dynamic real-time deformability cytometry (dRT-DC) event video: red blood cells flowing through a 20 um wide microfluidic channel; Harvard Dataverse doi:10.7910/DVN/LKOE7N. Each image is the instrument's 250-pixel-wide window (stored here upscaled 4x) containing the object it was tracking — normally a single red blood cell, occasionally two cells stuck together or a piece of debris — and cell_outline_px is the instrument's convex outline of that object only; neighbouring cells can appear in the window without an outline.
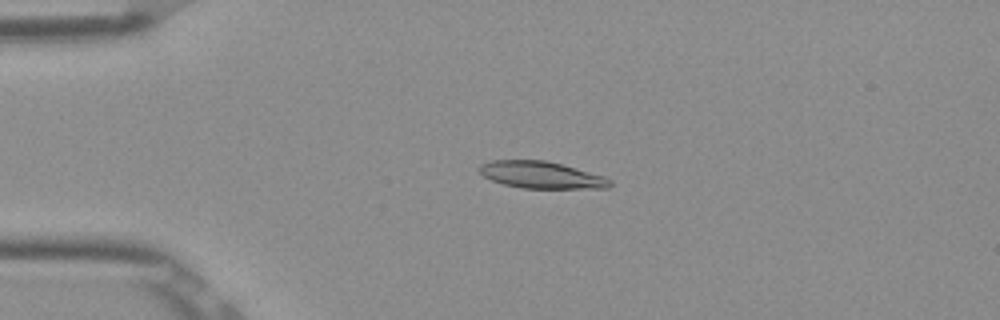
{"species": "Egyptian fruit bat (a non-hibernating species)", "species_latin": "Rousettus aegyptiacus", "temperature_condition": "room temperature", "stored_images_in_passage": 47, "camera_frame_rate_fps": 3000, "um_per_image_px": 0.085, "frame": {"image": 1, "passage_image": 7, "time_ms": 2.0, "image_size_px": [1000, 320], "cell_outline_px": [[612, 184], [608, 188], [524, 188], [504, 184], [492, 180], [484, 176], [476, 168], [480, 164], [492, 160], [544, 160], [560, 164], [604, 176], [612, 180]], "centroid_in_image_um": [45.99, 14.87], "position_along_channel_um": 39.0, "area_um2": 20.35}}
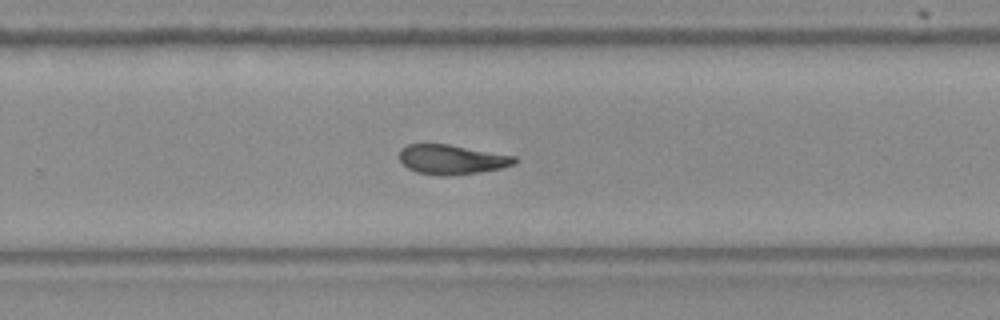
{"frame": {"image": 2, "passage_image": 29, "time_ms": 9.333, "image_size_px": [1000, 320], "cell_outline_px": [[516, 164], [500, 168], [480, 172], [452, 176], [440, 176], [416, 172], [400, 164], [400, 148], [408, 144], [448, 144], [516, 156]], "centroid_in_image_um": [38.38, 13.56], "position_along_channel_um": 291.4, "area_um2": 20.06}}
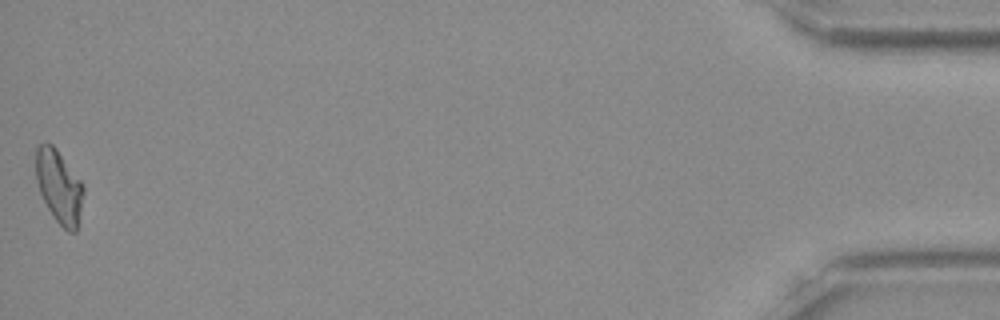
{"frame": {"image": 3, "passage_image": 47, "time_ms": 15.333, "image_size_px": [1000, 320], "cell_outline_px": [[84, 192], [76, 232], [68, 232], [52, 216], [40, 192], [36, 180], [36, 148], [40, 144], [52, 144], [56, 148], [80, 180], [84, 188]], "centroid_in_image_um": [5.02, 15.87], "position_along_channel_um": 430.2, "area_um2": 19.94}, "authors_computed_cell_mechanics": {"area_um2": 20.2878, "velocity_mm_per_s": 3.8811, "shape_relaxation_time_tau1_ms": 4.7947, "shape_relaxation_time_tau2_ms": 3.4981, "deformation_change_tau1": 0.1521, "deformation_change_tau2": 0.1143}}